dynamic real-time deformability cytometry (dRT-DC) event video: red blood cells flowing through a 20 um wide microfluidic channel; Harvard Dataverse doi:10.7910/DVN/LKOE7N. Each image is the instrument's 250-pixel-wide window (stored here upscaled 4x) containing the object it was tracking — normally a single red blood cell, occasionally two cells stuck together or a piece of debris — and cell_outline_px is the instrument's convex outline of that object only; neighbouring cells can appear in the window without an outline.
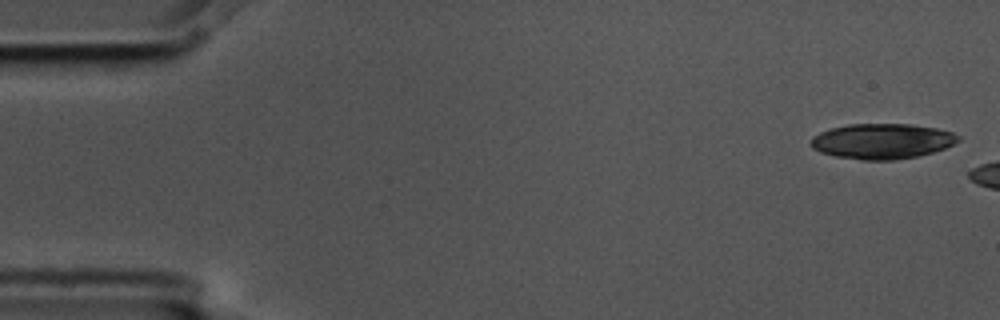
{"species": "common noctule bat (a hibernating species)", "species_latin": "Nyctalus noctula", "temperature_condition": "cold", "stored_images_in_passage": 2, "camera_frame_rate_fps": 3000, "um_per_image_px": 0.085, "animal": {"sex": "male", "body_mass_g": 17.5, "forearm_length_mm": 52.3}, "frame": {"image": 1, "passage_image": 1, "time_ms": 0.0, "image_size_px": [1000, 320], "cell_outline_px": [[960, 140], [944, 148], [932, 152], [916, 156], [892, 160], [860, 160], [836, 156], [820, 152], [812, 148], [812, 136], [820, 132], [832, 128], [848, 124], [912, 124], [936, 128], [952, 132], [960, 136]], "centroid_in_image_um": [74.97, 12.0], "position_along_channel_um": 10.0, "area_um2": 30.17}}